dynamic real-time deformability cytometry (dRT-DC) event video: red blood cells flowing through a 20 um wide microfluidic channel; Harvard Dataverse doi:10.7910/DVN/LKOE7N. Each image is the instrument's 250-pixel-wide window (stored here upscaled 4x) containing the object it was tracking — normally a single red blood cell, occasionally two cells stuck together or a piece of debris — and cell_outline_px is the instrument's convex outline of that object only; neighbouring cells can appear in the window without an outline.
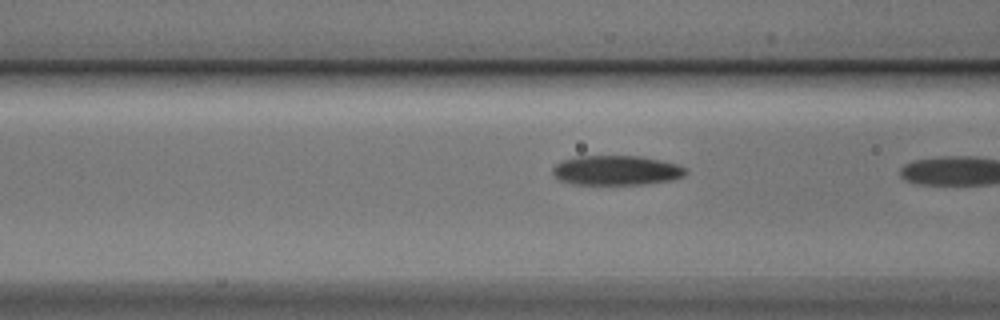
{"species": "Egyptian fruit bat (a non-hibernating species)", "species_latin": "Rousettus aegyptiacus", "temperature_condition": "cold", "stored_images_in_passage": 19, "camera_frame_rate_fps": 3000, "um_per_image_px": 0.085, "animal": {"sex": "male"}, "frame": {"image": 1, "passage_image": 18, "time_ms": 5.667, "image_size_px": [1000, 320], "cell_outline_px": [[688, 172], [684, 176], [672, 180], [644, 184], [576, 184], [560, 180], [552, 172], [552, 168], [560, 160], [576, 156], [640, 156], [680, 164], [688, 168]], "centroid_in_image_um": [52.43, 14.47], "position_along_channel_um": 114.2, "area_um2": 23.18}}